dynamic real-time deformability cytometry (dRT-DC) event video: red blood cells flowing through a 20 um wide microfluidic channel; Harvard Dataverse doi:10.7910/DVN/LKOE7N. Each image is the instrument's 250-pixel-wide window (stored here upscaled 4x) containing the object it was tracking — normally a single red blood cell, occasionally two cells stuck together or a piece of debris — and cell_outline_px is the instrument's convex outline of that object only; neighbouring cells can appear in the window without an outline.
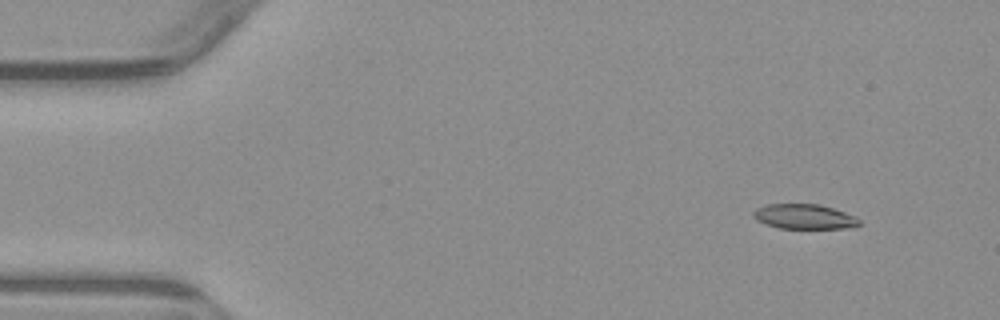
{"species": "common noctule bat (a hibernating species)", "species_latin": "Nyctalus noctula", "temperature_condition": "warm", "stored_images_in_passage": 6, "camera_frame_rate_fps": 3000, "um_per_image_px": 0.085, "animal": {"sex": "male", "body_mass_g": 23.1, "forearm_length_mm": 52.7}, "frame": {"image": 1, "passage_image": 2, "time_ms": 1.333, "image_size_px": [1000, 320], "cell_outline_px": [[860, 224], [844, 228], [780, 228], [764, 224], [756, 220], [752, 216], [752, 212], [756, 208], [768, 204], [820, 204], [856, 216], [860, 220]], "centroid_in_image_um": [68.32, 18.4], "position_along_channel_um": 16.7, "area_um2": 15.32}}
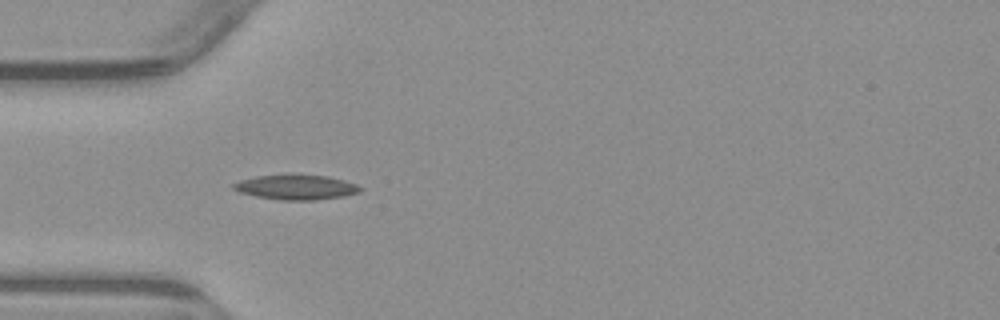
{"frame": {"image": 2, "passage_image": 5, "time_ms": 5.0, "image_size_px": [1000, 320], "cell_outline_px": [[364, 188], [360, 192], [344, 196], [316, 200], [280, 200], [256, 196], [240, 192], [232, 188], [232, 184], [240, 180], [256, 176], [288, 172], [328, 176], [344, 180], [356, 184]], "centroid_in_image_um": [25.17, 15.87], "position_along_channel_um": 59.8, "area_um2": 19.02}}
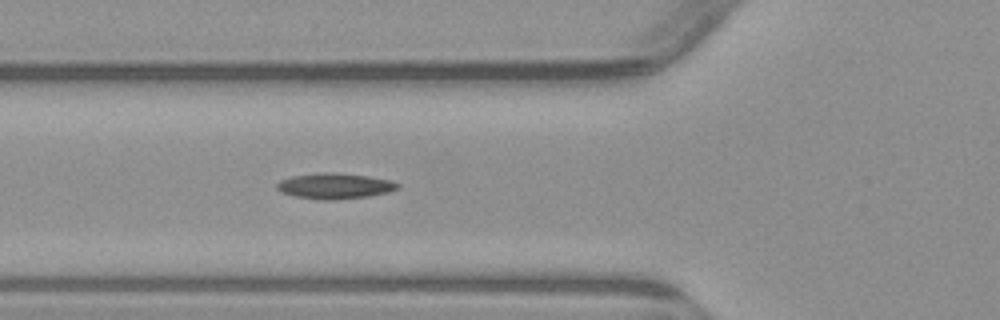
{"frame": {"image": 3, "passage_image": 6, "time_ms": 6.0, "image_size_px": [1000, 320], "cell_outline_px": [[400, 188], [388, 192], [368, 196], [332, 200], [320, 200], [296, 196], [280, 192], [276, 188], [276, 184], [280, 180], [292, 176], [320, 172], [336, 172], [368, 176], [392, 180], [400, 184]], "centroid_in_image_um": [28.46, 15.8], "position_along_channel_um": 97.3, "area_um2": 18.21}}